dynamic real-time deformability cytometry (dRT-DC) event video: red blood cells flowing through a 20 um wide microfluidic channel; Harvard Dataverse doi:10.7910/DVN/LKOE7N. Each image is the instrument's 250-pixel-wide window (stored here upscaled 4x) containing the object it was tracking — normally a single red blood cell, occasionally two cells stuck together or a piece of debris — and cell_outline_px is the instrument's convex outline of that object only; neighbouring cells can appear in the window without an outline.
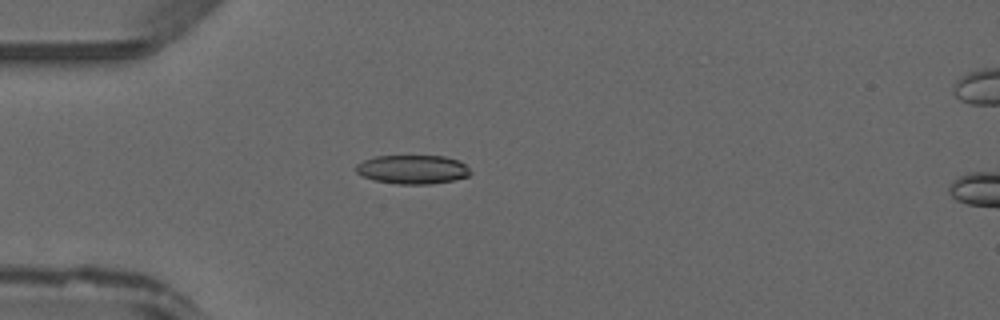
{"species": "common noctule bat (a hibernating species)", "species_latin": "Nyctalus noctula", "temperature_condition": "warm", "stored_images_in_passage": 45, "camera_frame_rate_fps": 3000, "um_per_image_px": 0.085, "animal": {"sex": "male", "forearm_length_mm": 52.5}, "frame": {"image": 1, "passage_image": 14, "time_ms": 4.333, "image_size_px": [1000, 320], "cell_outline_px": [[472, 172], [468, 176], [452, 180], [428, 184], [396, 184], [376, 180], [364, 176], [356, 172], [356, 164], [364, 160], [376, 156], [444, 156], [460, 160]], "centroid_in_image_um": [35.08, 14.39], "position_along_channel_um": 49.9, "area_um2": 19.13}}
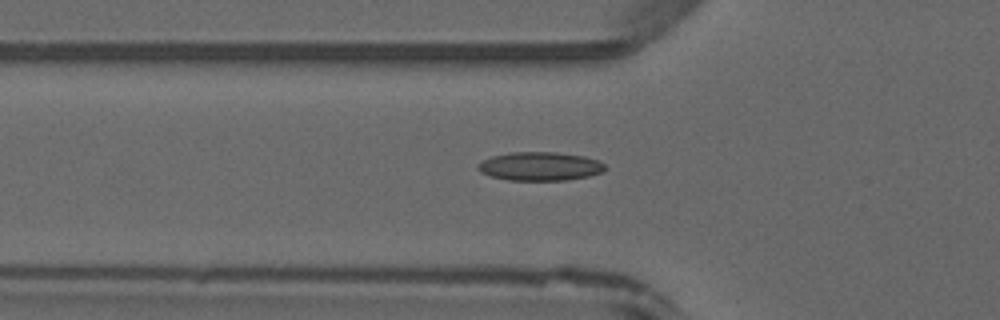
{"frame": {"image": 2, "passage_image": 17, "time_ms": 5.333, "image_size_px": [1000, 320], "cell_outline_px": [[608, 168], [604, 172], [588, 176], [564, 180], [508, 180], [492, 176], [480, 172], [476, 168], [476, 164], [492, 156], [508, 152], [556, 152], [584, 156], [596, 160], [604, 164]], "centroid_in_image_um": [45.89, 14.13], "position_along_channel_um": 79.9, "area_um2": 21.27}}
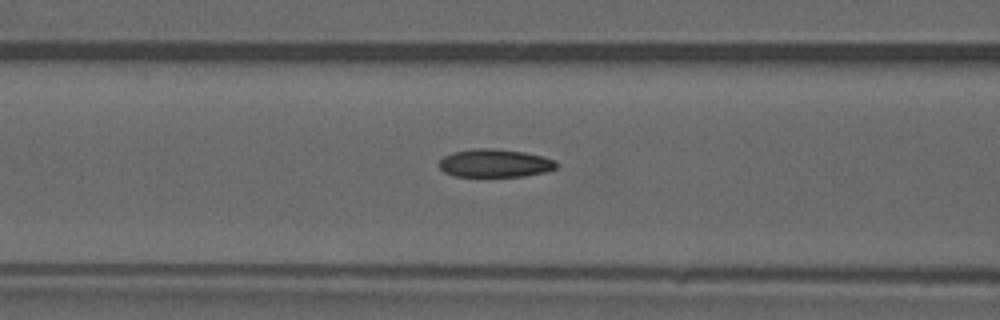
{"frame": {"image": 3, "passage_image": 20, "time_ms": 6.333, "image_size_px": [1000, 320], "cell_outline_px": [[556, 168], [544, 172], [524, 176], [452, 176], [444, 172], [436, 164], [444, 156], [452, 152], [472, 148], [492, 148], [524, 152], [544, 156], [556, 160]], "centroid_in_image_um": [42.02, 13.86], "position_along_channel_um": 124.6, "area_um2": 19.36}}